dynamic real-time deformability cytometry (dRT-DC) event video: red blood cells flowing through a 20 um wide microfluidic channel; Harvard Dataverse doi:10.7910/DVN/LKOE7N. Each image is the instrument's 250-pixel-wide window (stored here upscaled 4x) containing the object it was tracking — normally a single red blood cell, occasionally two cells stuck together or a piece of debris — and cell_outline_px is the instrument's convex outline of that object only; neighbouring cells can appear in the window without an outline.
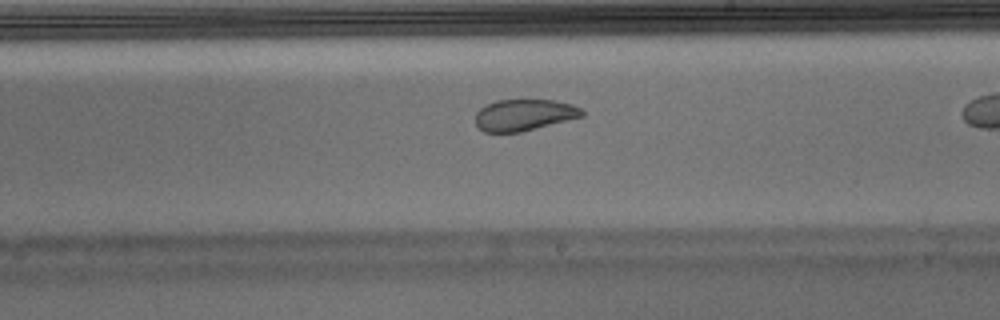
{"species": "Egyptian fruit bat (a non-hibernating species)", "species_latin": "Rousettus aegyptiacus", "temperature_condition": "warm", "stored_images_in_passage": 24, "camera_frame_rate_fps": 3000, "um_per_image_px": 0.085, "animal": {"sex": "male"}, "frame": {"image": 1, "passage_image": 17, "time_ms": 5.333, "image_size_px": [1000, 320], "cell_outline_px": [[584, 116], [520, 132], [484, 132], [476, 124], [476, 112], [484, 104], [496, 100], [556, 100], [572, 104], [580, 108], [584, 112]], "centroid_in_image_um": [44.54, 9.76], "position_along_channel_um": 244.5, "area_um2": 19.54}}